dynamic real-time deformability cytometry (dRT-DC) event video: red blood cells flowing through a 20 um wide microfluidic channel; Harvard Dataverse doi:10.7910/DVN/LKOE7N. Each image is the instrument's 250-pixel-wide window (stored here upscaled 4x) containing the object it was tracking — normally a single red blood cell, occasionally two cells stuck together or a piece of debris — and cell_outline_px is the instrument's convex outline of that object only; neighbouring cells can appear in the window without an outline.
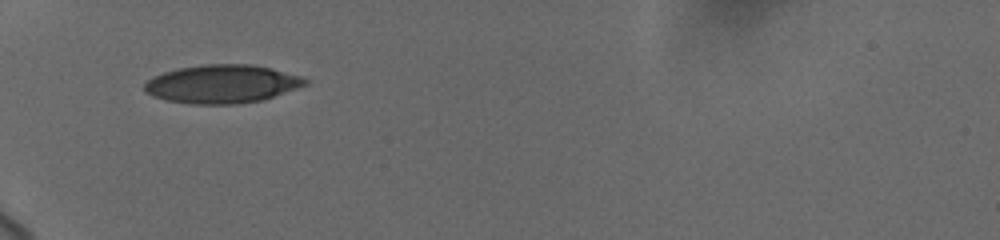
{"species": "human", "species_latin": "Homo sapiens", "temperature_condition": "cold", "stored_images_in_passage": 15, "camera_frame_rate_fps": 3000, "um_per_image_px": 0.085, "donor": {"sex": "female"}, "frame": {"image": 1, "passage_image": 1, "time_ms": 0.0, "image_size_px": [1000, 240], "cell_outline_px": [[308, 84], [264, 100], [236, 104], [192, 104], [168, 100], [152, 96], [144, 88], [144, 84], [152, 76], [176, 68], [204, 64], [252, 64], [300, 76], [308, 80]], "centroid_in_image_um": [18.86, 7.14], "position_along_channel_um": 66.1, "area_um2": 35.84}}
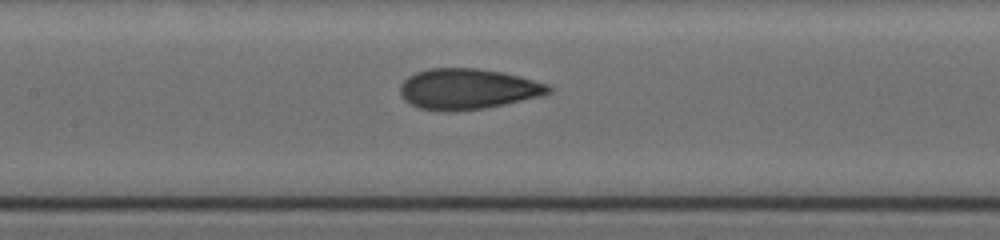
{"frame": {"image": 2, "passage_image": 9, "time_ms": 3.0, "image_size_px": [1000, 240], "cell_outline_px": [[552, 92], [540, 96], [504, 104], [484, 108], [448, 112], [420, 108], [404, 100], [400, 96], [400, 84], [408, 76], [416, 72], [428, 68], [476, 68], [500, 72], [548, 84], [552, 88]], "centroid_in_image_um": [39.71, 7.56], "position_along_channel_um": 167.7, "area_um2": 34.97}}
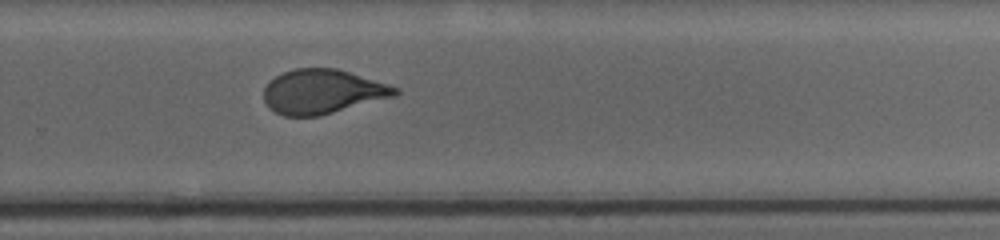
{"frame": {"image": 3, "passage_image": 15, "time_ms": 6.667, "image_size_px": [1000, 240], "cell_outline_px": [[400, 92], [396, 96], [320, 116], [284, 116], [268, 108], [264, 100], [264, 88], [268, 80], [284, 72], [296, 68], [336, 68], [388, 84], [400, 88]], "centroid_in_image_um": [27.41, 7.79], "position_along_channel_um": 302.4, "area_um2": 34.1}}